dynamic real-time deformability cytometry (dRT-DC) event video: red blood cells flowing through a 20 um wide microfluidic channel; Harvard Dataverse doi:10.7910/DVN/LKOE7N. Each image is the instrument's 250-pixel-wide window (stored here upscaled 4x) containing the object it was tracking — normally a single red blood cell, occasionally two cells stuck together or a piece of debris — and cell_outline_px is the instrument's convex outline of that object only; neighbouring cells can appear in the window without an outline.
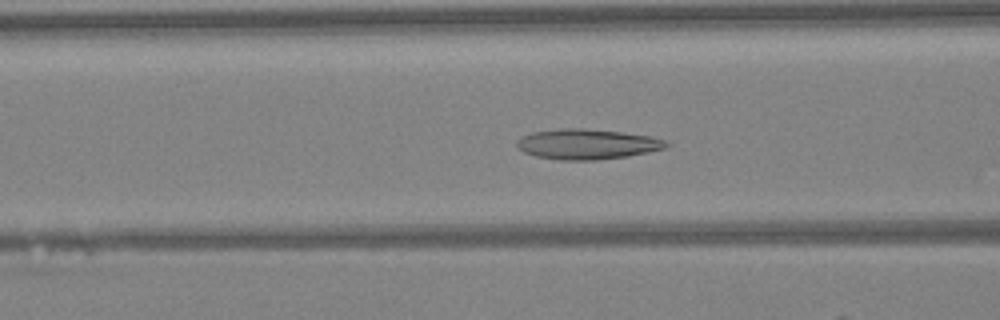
{"species": "Egyptian fruit bat (a non-hibernating species)", "species_latin": "Rousettus aegyptiacus", "temperature_condition": "warm", "stored_images_in_passage": 44, "camera_frame_rate_fps": 3000, "um_per_image_px": 0.085, "animal": {"sex": "female"}, "frame": {"image": 1, "passage_image": 19, "time_ms": 6.0, "image_size_px": [1000, 320], "cell_outline_px": [[672, 144], [664, 148], [648, 152], [628, 156], [596, 160], [560, 160], [536, 156], [524, 152], [516, 144], [516, 140], [532, 132], [564, 128], [584, 128], [620, 132], [648, 136], [664, 140]], "centroid_in_image_um": [49.9, 12.25], "position_along_channel_um": 116.7, "area_um2": 26.13}}
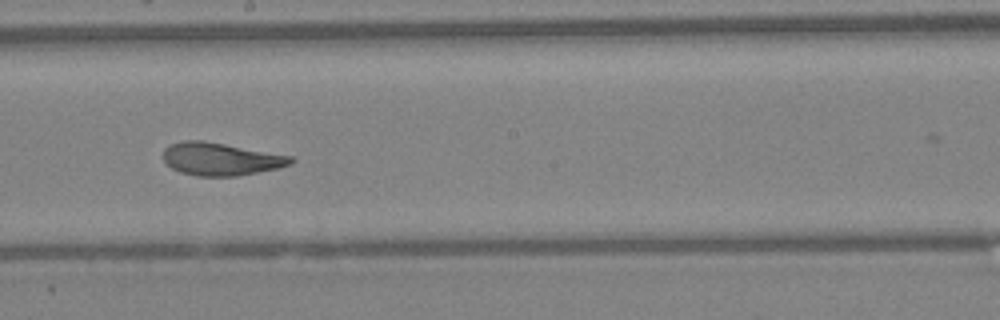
{"frame": {"image": 2, "passage_image": 27, "time_ms": 8.667, "image_size_px": [1000, 320], "cell_outline_px": [[296, 160], [280, 168], [236, 176], [196, 176], [180, 172], [172, 168], [164, 160], [164, 148], [172, 144], [184, 140], [204, 140], [292, 156]], "centroid_in_image_um": [18.77, 13.51], "position_along_channel_um": 229.4, "area_um2": 24.28}}
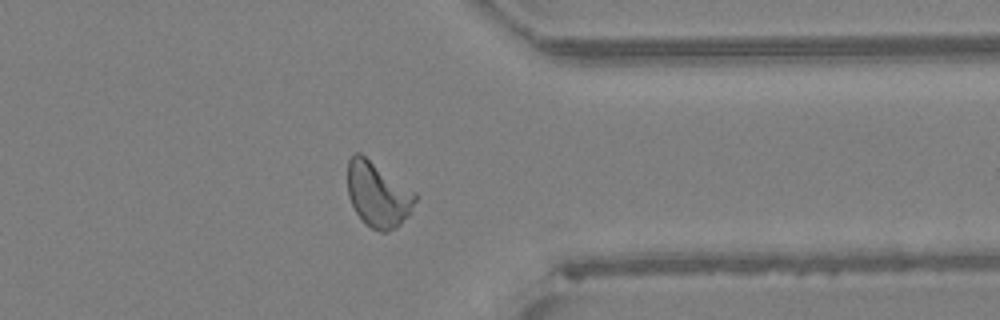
{"frame": {"image": 3, "passage_image": 38, "time_ms": 12.333, "image_size_px": [1000, 320], "cell_outline_px": [[416, 200], [408, 216], [396, 228], [388, 232], [380, 232], [364, 224], [356, 212], [348, 196], [348, 160], [356, 152], [360, 152], [416, 192]], "centroid_in_image_um": [32.12, 16.54], "position_along_channel_um": 379.3, "area_um2": 25.72}, "authors_computed_cell_mechanics": {"area_um2": 25.6054, "velocity_mm_per_s": 4.2595, "shape_relaxation_time_tau1_ms": 6.8768, "shape_relaxation_time_tau2_ms": 1.7515, "deformation_change_tau1": 0.205, "deformation_change_tau2": 0.0886}}